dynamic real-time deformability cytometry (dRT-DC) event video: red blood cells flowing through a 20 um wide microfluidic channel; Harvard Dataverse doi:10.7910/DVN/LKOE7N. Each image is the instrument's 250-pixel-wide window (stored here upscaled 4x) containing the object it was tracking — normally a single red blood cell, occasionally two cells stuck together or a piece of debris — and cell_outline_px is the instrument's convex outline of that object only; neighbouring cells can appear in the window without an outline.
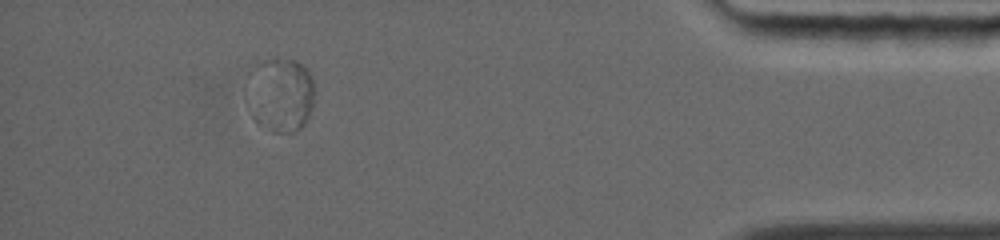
{"species": "common noctule bat (a hibernating species)", "species_latin": "Nyctalus noctula", "temperature_condition": "warm", "stored_images_in_passage": 35, "segment_of_instrument_passage": [2, 2], "camera_frame_rate_fps": 5000, "um_per_image_px": 0.085, "animal": {"sex": "female", "body_mass_g": 19.0, "forearm_length_mm": 56.7}, "frame": {"image": 1, "passage_image": 35, "time_ms": 12.8, "image_size_px": [1000, 240], "cell_outline_px": [[312, 108], [304, 124], [296, 132], [288, 132], [288, 60], [296, 60], [308, 72], [312, 80]], "centroid_in_image_um": [25.38, 8.13], "position_along_channel_um": 409.8, "area_um2": 10.35}}